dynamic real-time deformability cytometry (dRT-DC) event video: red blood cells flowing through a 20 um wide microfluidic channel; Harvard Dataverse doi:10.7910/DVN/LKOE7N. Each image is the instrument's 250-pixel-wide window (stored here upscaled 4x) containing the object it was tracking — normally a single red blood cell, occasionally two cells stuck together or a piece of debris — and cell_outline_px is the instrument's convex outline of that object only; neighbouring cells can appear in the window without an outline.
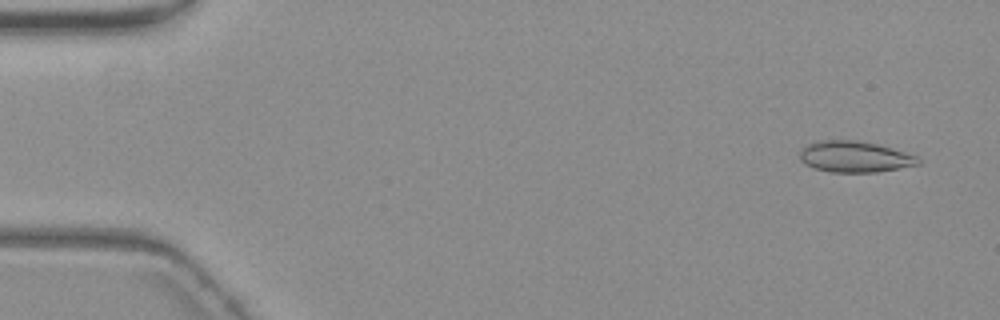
{"species": "common noctule bat (a hibernating species)", "species_latin": "Nyctalus noctula", "temperature_condition": "warm", "stored_images_in_passage": 56, "camera_frame_rate_fps": 3000, "um_per_image_px": 0.085, "animal": {"sex": "female", "body_mass_g": 19.3, "forearm_length_mm": 54.1}, "frame": {"image": 1, "passage_image": 3, "time_ms": 0.667, "image_size_px": [1000, 320], "cell_outline_px": [[920, 164], [900, 168], [876, 172], [828, 172], [812, 168], [804, 164], [800, 160], [800, 152], [808, 144], [824, 140], [856, 140], [876, 144], [904, 152], [916, 156], [920, 160]], "centroid_in_image_um": [72.62, 13.34], "position_along_channel_um": 12.4, "area_um2": 21.33}}
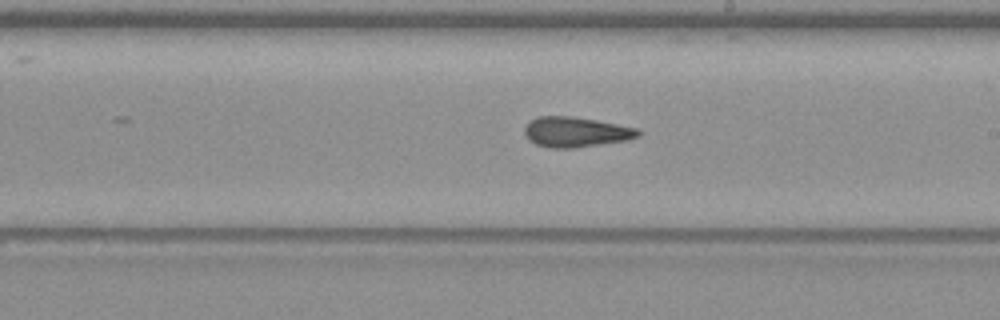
{"frame": {"image": 2, "passage_image": 32, "time_ms": 10.333, "image_size_px": [1000, 320], "cell_outline_px": [[640, 136], [628, 140], [572, 148], [552, 148], [536, 144], [528, 140], [524, 132], [524, 128], [528, 120], [540, 116], [572, 116], [596, 120], [636, 128], [640, 132]], "centroid_in_image_um": [48.9, 11.21], "position_along_channel_um": 240.1, "area_um2": 19.94}}
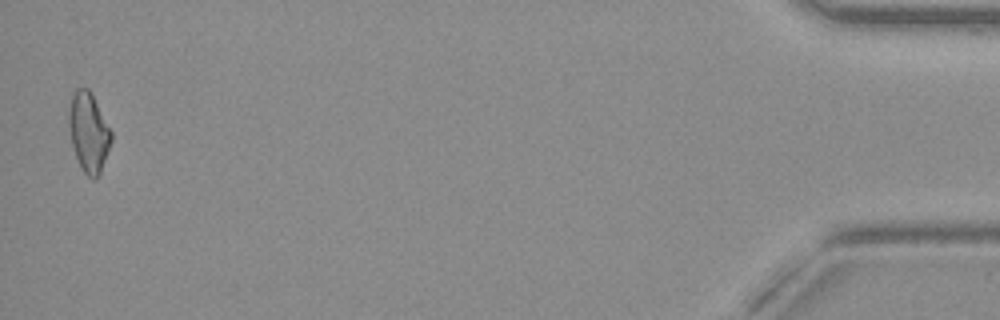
{"frame": {"image": 3, "passage_image": 55, "time_ms": 18.0, "image_size_px": [1000, 320], "cell_outline_px": [[112, 140], [100, 172], [96, 180], [92, 180], [80, 168], [72, 144], [68, 128], [68, 112], [72, 96], [76, 88], [88, 88], [112, 132]], "centroid_in_image_um": [7.52, 11.27], "position_along_channel_um": 427.7, "area_um2": 19.48}}